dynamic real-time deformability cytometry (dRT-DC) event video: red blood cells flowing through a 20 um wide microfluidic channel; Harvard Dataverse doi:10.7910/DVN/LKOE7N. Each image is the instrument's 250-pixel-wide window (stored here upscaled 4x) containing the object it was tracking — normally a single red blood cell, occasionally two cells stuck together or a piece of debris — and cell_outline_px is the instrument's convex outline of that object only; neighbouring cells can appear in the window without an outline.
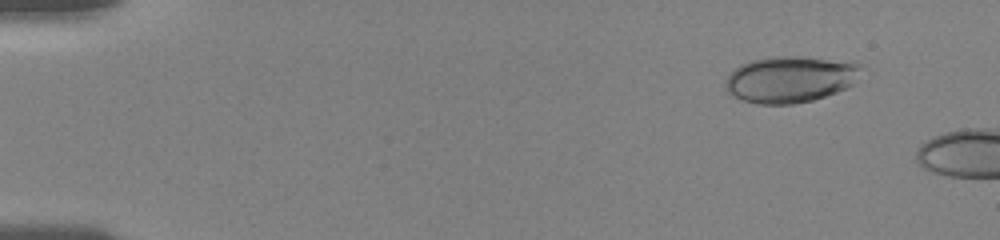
{"species": "human", "species_latin": "Homo sapiens", "temperature_condition": "room temperature", "stored_images_in_passage": 4, "camera_frame_rate_fps": 3000, "um_per_image_px": 0.085, "donor": {"sex": "female"}, "frame": {"image": 1, "passage_image": 1, "time_ms": 0.0, "image_size_px": [1000, 240], "cell_outline_px": [[868, 64], [852, 84], [848, 88], [812, 100], [792, 104], [756, 104], [740, 100], [728, 92], [724, 84], [724, 80], [740, 64], [752, 60], [768, 56], [796, 56], [856, 60]], "centroid_in_image_um": [67.26, 6.7], "position_along_channel_um": 17.7, "area_um2": 37.69}}